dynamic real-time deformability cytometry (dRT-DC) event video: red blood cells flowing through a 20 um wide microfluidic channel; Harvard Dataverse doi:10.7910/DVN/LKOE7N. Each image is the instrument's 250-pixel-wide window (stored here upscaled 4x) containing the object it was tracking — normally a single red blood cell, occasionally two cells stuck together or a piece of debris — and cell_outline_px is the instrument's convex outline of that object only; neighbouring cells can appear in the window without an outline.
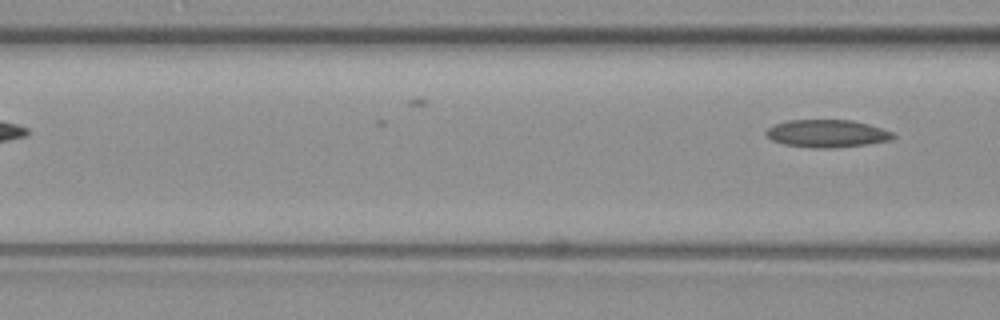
{"species": "common noctule bat (a hibernating species)", "species_latin": "Nyctalus noctula", "temperature_condition": "warm", "stored_images_in_passage": 5, "camera_frame_rate_fps": 3000, "um_per_image_px": 0.085, "animal": {"sex": "female", "body_mass_g": 19.3, "forearm_length_mm": 54.1}, "frame": {"image": 1, "passage_image": 5, "time_ms": 1.333, "image_size_px": [1000, 320], "cell_outline_px": [[896, 136], [892, 140], [836, 148], [812, 148], [784, 144], [772, 140], [764, 132], [772, 124], [788, 120], [852, 120], [868, 124], [892, 132]], "centroid_in_image_um": [70.27, 11.35], "position_along_channel_um": 96.3, "area_um2": 20.46}}